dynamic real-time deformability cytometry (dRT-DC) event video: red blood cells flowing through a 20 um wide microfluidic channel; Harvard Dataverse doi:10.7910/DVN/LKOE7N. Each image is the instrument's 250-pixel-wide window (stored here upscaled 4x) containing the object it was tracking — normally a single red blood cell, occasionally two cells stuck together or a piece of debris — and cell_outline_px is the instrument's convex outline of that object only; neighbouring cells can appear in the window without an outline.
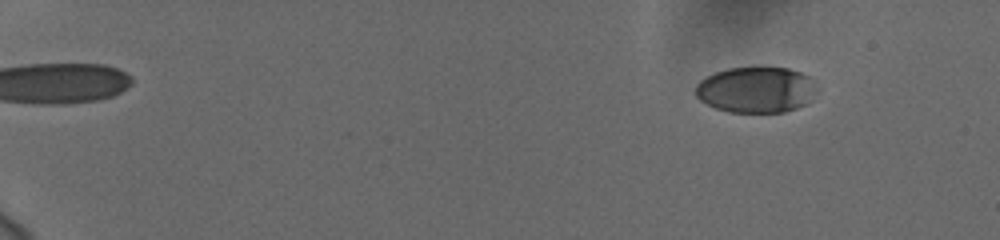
{"species": "human", "species_latin": "Homo sapiens", "temperature_condition": "cold", "stored_images_in_passage": 59, "camera_frame_rate_fps": 3000, "um_per_image_px": 0.085, "donor": {"sex": "female"}, "frame": {"image": 1, "passage_image": 8, "time_ms": 2.333, "image_size_px": [1000, 240], "cell_outline_px": [[820, 88], [808, 104], [784, 112], [728, 112], [716, 108], [700, 100], [696, 96], [696, 84], [700, 80], [716, 72], [728, 68], [788, 68], [800, 72], [816, 80]], "centroid_in_image_um": [64.34, 7.64], "position_along_channel_um": 20.7, "area_um2": 32.77}}
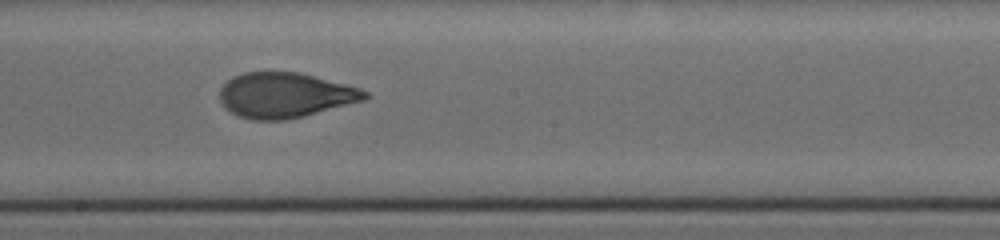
{"frame": {"image": 2, "passage_image": 37, "time_ms": 12.0, "image_size_px": [1000, 240], "cell_outline_px": [[372, 96], [364, 100], [304, 116], [288, 120], [252, 120], [236, 116], [224, 108], [220, 100], [220, 88], [228, 80], [244, 72], [300, 72], [360, 88], [368, 92]], "centroid_in_image_um": [24.22, 8.1], "position_along_channel_um": 224.0, "area_um2": 38.32}}
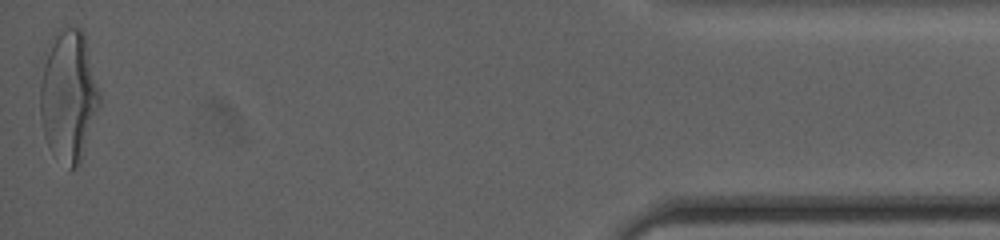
{"frame": {"image": 3, "passage_image": 59, "time_ms": 19.333, "image_size_px": [1000, 240], "cell_outline_px": [[100, 104], [80, 164], [76, 168], [68, 168], [48, 144], [44, 136], [40, 116], [40, 84], [44, 64], [52, 36], [60, 28], [80, 28], [84, 32], [100, 92]], "centroid_in_image_um": [5.84, 8.13], "position_along_channel_um": 429.4, "area_um2": 45.14}, "authors_computed_cell_mechanics": {"area_um2": 37.7434, "velocity_mm_per_s": 3.716, "shape_relaxation_time_tau1_ms": 3.6479, "shape_relaxation_time_tau2_ms": 0.8963, "deformation_change_tau1": 0.1785, "deformation_change_tau2": 0.072}}